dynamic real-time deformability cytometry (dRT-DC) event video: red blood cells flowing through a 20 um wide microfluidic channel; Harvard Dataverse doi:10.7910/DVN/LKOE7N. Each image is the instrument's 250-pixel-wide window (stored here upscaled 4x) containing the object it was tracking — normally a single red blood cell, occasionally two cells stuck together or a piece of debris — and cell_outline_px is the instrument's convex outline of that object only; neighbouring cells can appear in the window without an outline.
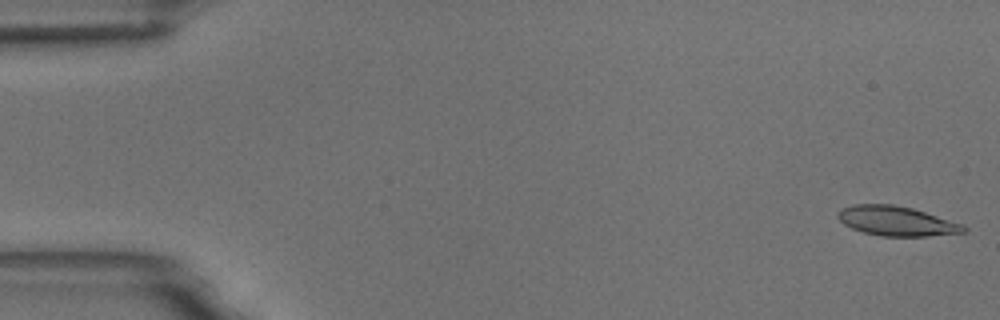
{"species": "common noctule bat (a hibernating species)", "species_latin": "Nyctalus noctula", "temperature_condition": "room temperature", "stored_images_in_passage": 6, "camera_frame_rate_fps": 3000, "um_per_image_px": 0.085, "animal": {"sex": "male", "body_mass_g": 18.8}, "frame": {"image": 1, "passage_image": 1, "time_ms": 0.0, "image_size_px": [1000, 320], "cell_outline_px": [[968, 228], [964, 232], [928, 236], [880, 236], [864, 232], [852, 228], [844, 224], [836, 216], [836, 212], [840, 208], [852, 204], [892, 204], [912, 208], [964, 224]], "centroid_in_image_um": [76.18, 18.78], "position_along_channel_um": 8.8, "area_um2": 21.79}}
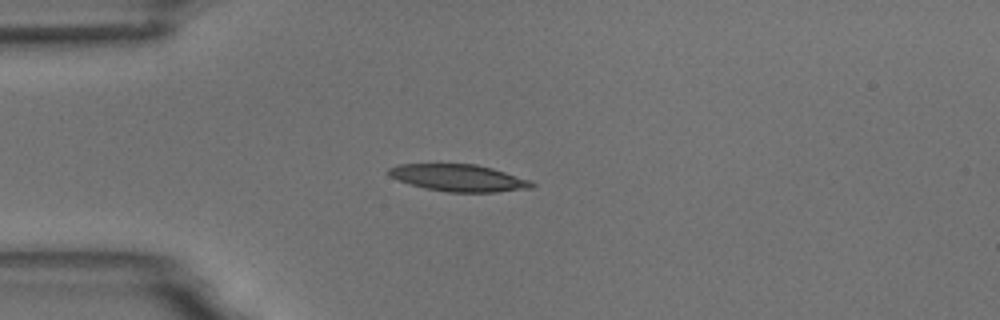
{"frame": {"image": 2, "passage_image": 4, "time_ms": 4.333, "image_size_px": [1000, 320], "cell_outline_px": [[536, 184], [532, 188], [496, 192], [448, 192], [424, 188], [388, 176], [388, 168], [396, 164], [476, 164], [492, 168], [528, 180]], "centroid_in_image_um": [38.96, 15.12], "position_along_channel_um": 46.0, "area_um2": 22.31}}